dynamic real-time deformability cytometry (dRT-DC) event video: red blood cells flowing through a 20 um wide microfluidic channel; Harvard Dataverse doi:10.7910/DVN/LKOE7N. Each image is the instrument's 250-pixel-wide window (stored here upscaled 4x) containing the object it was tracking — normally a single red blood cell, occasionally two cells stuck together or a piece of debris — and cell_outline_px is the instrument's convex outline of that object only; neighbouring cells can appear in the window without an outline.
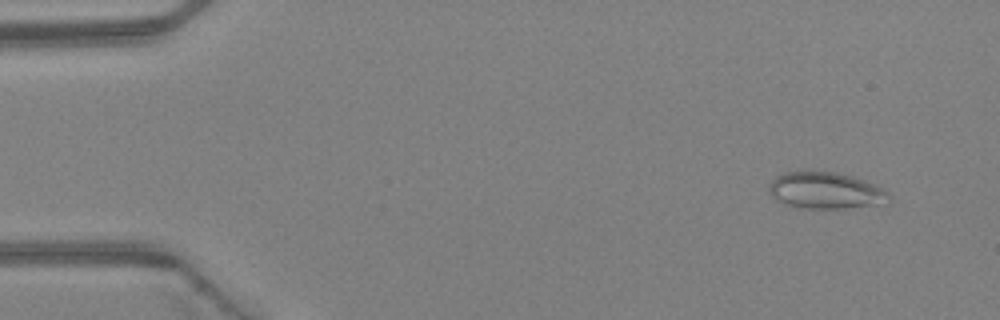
{"species": "Egyptian fruit bat (a non-hibernating species)", "species_latin": "Rousettus aegyptiacus", "temperature_condition": "warm", "stored_images_in_passage": 6, "camera_frame_rate_fps": 3000, "um_per_image_px": 0.085, "animal": {"sex": "female"}, "frame": {"image": 1, "passage_image": 1, "time_ms": 0.0, "image_size_px": [1000, 320], "cell_outline_px": [[892, 196], [884, 204], [844, 208], [804, 208], [784, 204], [772, 196], [768, 188], [772, 180], [776, 176], [784, 172], [812, 168], [836, 172], [852, 176], [876, 184], [888, 192]], "centroid_in_image_um": [70.17, 16.15], "position_along_channel_um": 14.8, "area_um2": 26.24}}
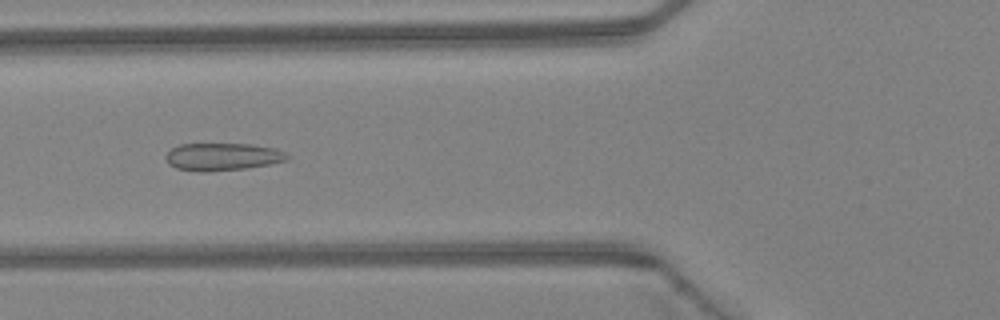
{"frame": {"image": 2, "passage_image": 5, "time_ms": 1.333, "image_size_px": [1000, 320], "cell_outline_px": [[288, 160], [272, 164], [244, 168], [208, 172], [200, 172], [176, 168], [168, 164], [164, 156], [172, 148], [180, 144], [252, 144], [276, 148], [284, 152], [288, 156]], "centroid_in_image_um": [18.9, 13.32], "position_along_channel_um": 106.9, "area_um2": 19.59}}
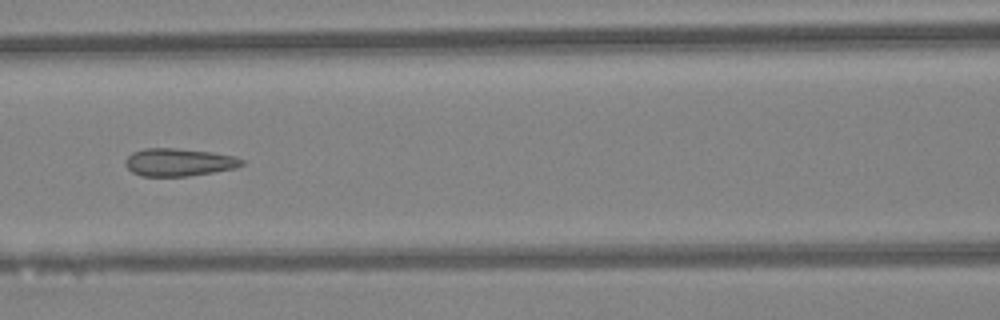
{"frame": {"image": 3, "passage_image": 6, "time_ms": 1.667, "image_size_px": [1000, 320], "cell_outline_px": [[244, 164], [236, 168], [188, 176], [140, 176], [132, 172], [124, 164], [124, 160], [132, 152], [144, 148], [176, 148], [212, 152], [236, 156], [244, 160]], "centroid_in_image_um": [15.19, 13.78], "position_along_channel_um": 151.4, "area_um2": 18.96}}